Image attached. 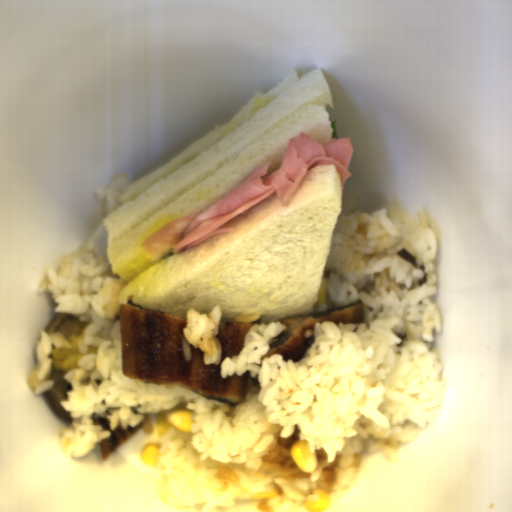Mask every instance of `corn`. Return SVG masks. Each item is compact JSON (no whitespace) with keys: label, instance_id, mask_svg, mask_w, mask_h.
I'll use <instances>...</instances> for the list:
<instances>
[{"label":"corn","instance_id":"corn-3","mask_svg":"<svg viewBox=\"0 0 512 512\" xmlns=\"http://www.w3.org/2000/svg\"><path fill=\"white\" fill-rule=\"evenodd\" d=\"M331 504L328 494L323 489H314L305 499V508L311 512H323Z\"/></svg>","mask_w":512,"mask_h":512},{"label":"corn","instance_id":"corn-5","mask_svg":"<svg viewBox=\"0 0 512 512\" xmlns=\"http://www.w3.org/2000/svg\"><path fill=\"white\" fill-rule=\"evenodd\" d=\"M160 449L161 447H157L156 444H146L143 447L140 455V458L143 461V463L147 465H152L155 468H157L160 462L158 459L162 455L160 454Z\"/></svg>","mask_w":512,"mask_h":512},{"label":"corn","instance_id":"corn-2","mask_svg":"<svg viewBox=\"0 0 512 512\" xmlns=\"http://www.w3.org/2000/svg\"><path fill=\"white\" fill-rule=\"evenodd\" d=\"M289 454L300 470L305 473H313L319 466L317 454L316 452L310 453L307 439L294 442L290 448Z\"/></svg>","mask_w":512,"mask_h":512},{"label":"corn","instance_id":"corn-1","mask_svg":"<svg viewBox=\"0 0 512 512\" xmlns=\"http://www.w3.org/2000/svg\"><path fill=\"white\" fill-rule=\"evenodd\" d=\"M194 413L184 409H176L167 414H158L155 416V422L158 428V438H161L167 429L176 428L181 432L191 433L190 426L192 423H197L192 420L191 416Z\"/></svg>","mask_w":512,"mask_h":512},{"label":"corn","instance_id":"corn-6","mask_svg":"<svg viewBox=\"0 0 512 512\" xmlns=\"http://www.w3.org/2000/svg\"><path fill=\"white\" fill-rule=\"evenodd\" d=\"M275 496H279L278 486L275 487V489H273L272 493L259 492V493H257V495L251 496V499L267 500V499H271L272 497H275Z\"/></svg>","mask_w":512,"mask_h":512},{"label":"corn","instance_id":"corn-4","mask_svg":"<svg viewBox=\"0 0 512 512\" xmlns=\"http://www.w3.org/2000/svg\"><path fill=\"white\" fill-rule=\"evenodd\" d=\"M219 470L217 473L212 475L214 481L220 483V487L215 490L218 493H223L229 488L228 482H238L240 475H237L233 469L226 468L220 465H216Z\"/></svg>","mask_w":512,"mask_h":512}]
</instances>
